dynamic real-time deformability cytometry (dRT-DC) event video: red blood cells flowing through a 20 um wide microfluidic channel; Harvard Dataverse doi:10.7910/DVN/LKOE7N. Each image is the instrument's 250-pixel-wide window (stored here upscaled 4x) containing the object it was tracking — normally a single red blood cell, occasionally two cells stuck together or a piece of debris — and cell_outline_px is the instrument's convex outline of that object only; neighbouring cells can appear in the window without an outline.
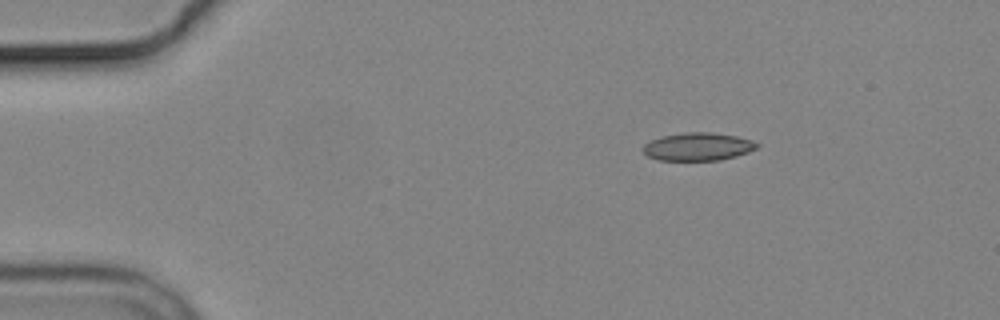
{"species": "common noctule bat (a hibernating species)", "species_latin": "Nyctalus noctula", "temperature_condition": "cold", "stored_images_in_passage": 3, "camera_frame_rate_fps": 3000, "um_per_image_px": 0.085, "animal": {"sex": "male", "body_mass_g": 19.2, "forearm_length_mm": 51.8}, "frame": {"image": 1, "passage_image": 3, "time_ms": 4.333, "image_size_px": [1000, 320], "cell_outline_px": [[760, 144], [756, 148], [748, 152], [736, 156], [720, 160], [660, 160], [648, 156], [640, 148], [644, 144], [660, 136], [684, 132], [712, 132], [736, 136], [752, 140]], "centroid_in_image_um": [59.31, 12.46], "position_along_channel_um": 25.7, "area_um2": 18.61}}